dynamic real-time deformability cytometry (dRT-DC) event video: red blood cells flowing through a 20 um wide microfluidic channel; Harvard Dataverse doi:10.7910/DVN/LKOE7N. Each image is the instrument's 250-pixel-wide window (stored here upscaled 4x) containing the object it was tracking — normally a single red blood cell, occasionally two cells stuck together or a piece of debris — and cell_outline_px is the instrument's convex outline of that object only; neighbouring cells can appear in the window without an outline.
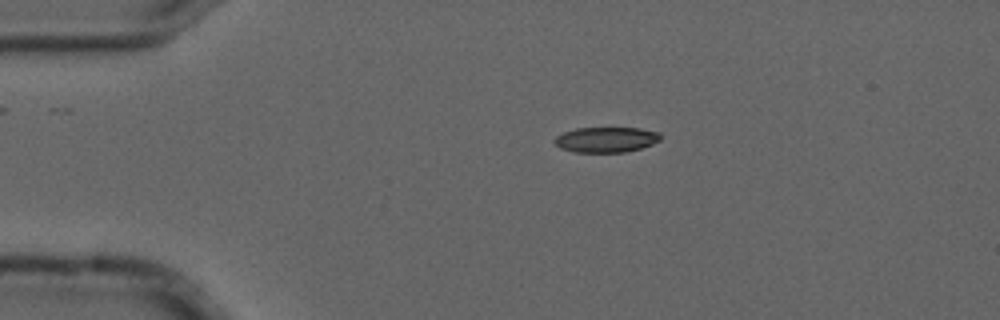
{"species": "common noctule bat (a hibernating species)", "species_latin": "Nyctalus noctula", "temperature_condition": "cold", "stored_images_in_passage": 2, "camera_frame_rate_fps": 3000, "um_per_image_px": 0.085, "animal": {"sex": "male", "forearm_length_mm": 52.5}, "frame": {"image": 1, "passage_image": 1, "time_ms": 0.0, "image_size_px": [1000, 320], "cell_outline_px": [[660, 140], [652, 144], [640, 148], [624, 152], [576, 152], [560, 148], [552, 140], [556, 136], [564, 132], [576, 128], [640, 128], [660, 132]], "centroid_in_image_um": [51.51, 11.86], "position_along_channel_um": 33.5, "area_um2": 15.61}}